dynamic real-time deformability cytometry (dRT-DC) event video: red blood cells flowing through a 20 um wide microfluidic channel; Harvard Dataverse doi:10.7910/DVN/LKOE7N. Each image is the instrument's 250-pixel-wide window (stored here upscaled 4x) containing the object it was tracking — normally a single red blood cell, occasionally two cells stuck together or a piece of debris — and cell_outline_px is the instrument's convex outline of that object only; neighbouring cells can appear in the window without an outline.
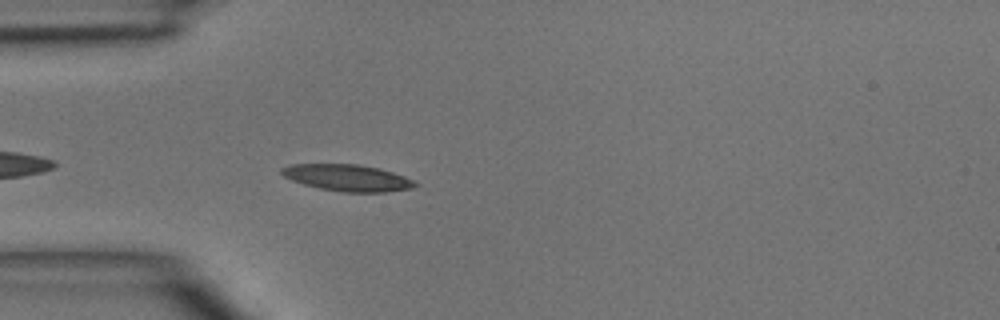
{"species": "common noctule bat (a hibernating species)", "species_latin": "Nyctalus noctula", "temperature_condition": "room temperature", "stored_images_in_passage": 15, "camera_frame_rate_fps": 3000, "um_per_image_px": 0.085, "animal": {"sex": "male", "body_mass_g": 15.6}, "frame": {"image": 1, "passage_image": 3, "time_ms": 0.667, "image_size_px": [1000, 320], "cell_outline_px": [[420, 184], [412, 188], [384, 192], [344, 192], [320, 188], [304, 184], [292, 180], [284, 176], [280, 172], [280, 168], [292, 164], [360, 164], [380, 168], [404, 176]], "centroid_in_image_um": [29.54, 15.1], "position_along_channel_um": 55.5, "area_um2": 20.63}}
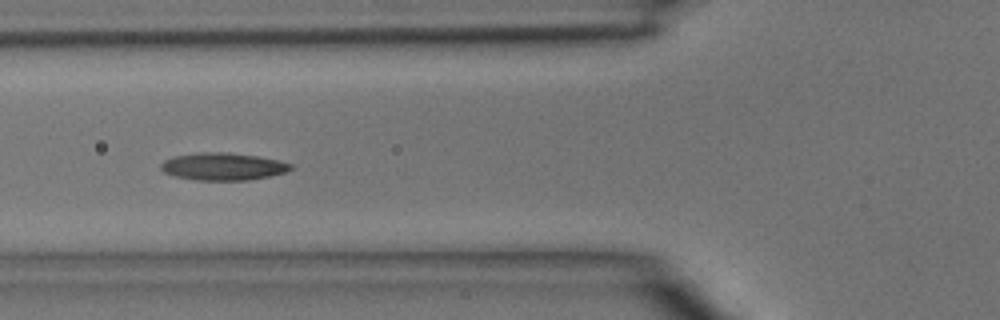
{"frame": {"image": 2, "passage_image": 7, "time_ms": 2.0, "image_size_px": [1000, 320], "cell_outline_px": [[292, 168], [284, 172], [268, 176], [248, 180], [196, 180], [176, 176], [164, 172], [160, 168], [160, 164], [164, 160], [176, 156], [200, 152], [224, 152], [256, 156], [276, 160], [292, 164]], "centroid_in_image_um": [18.92, 14.15], "position_along_channel_um": 106.9, "area_um2": 20.4}}